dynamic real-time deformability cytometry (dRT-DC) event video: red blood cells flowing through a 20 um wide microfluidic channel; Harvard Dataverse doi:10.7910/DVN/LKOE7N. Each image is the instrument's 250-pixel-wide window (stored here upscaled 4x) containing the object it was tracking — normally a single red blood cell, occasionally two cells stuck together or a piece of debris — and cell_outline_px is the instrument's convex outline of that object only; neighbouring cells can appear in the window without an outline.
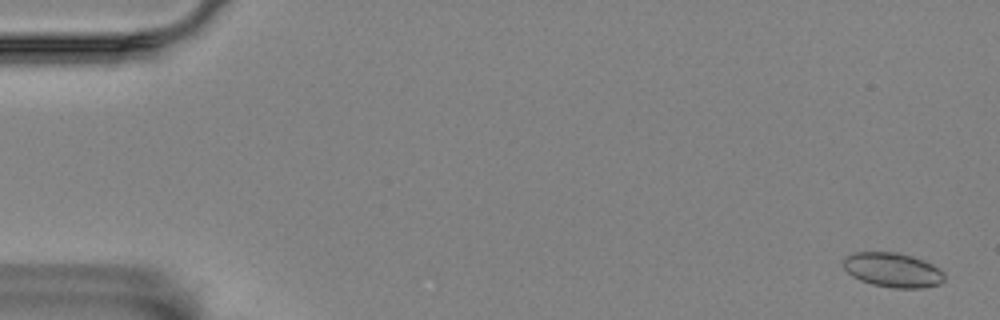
{"species": "Egyptian fruit bat (a non-hibernating species)", "species_latin": "Rousettus aegyptiacus", "temperature_condition": "room temperature", "stored_images_in_passage": 6, "camera_frame_rate_fps": 3000, "um_per_image_px": 0.085, "animal": {"sex": "female"}, "frame": {"image": 1, "passage_image": 1, "time_ms": 0.0, "image_size_px": [1000, 320], "cell_outline_px": [[944, 280], [940, 284], [924, 288], [892, 288], [872, 284], [860, 280], [852, 276], [844, 268], [840, 260], [844, 256], [852, 252], [900, 252], [924, 260], [940, 268], [944, 272]], "centroid_in_image_um": [75.86, 22.94], "position_along_channel_um": 9.1, "area_um2": 20.75}}
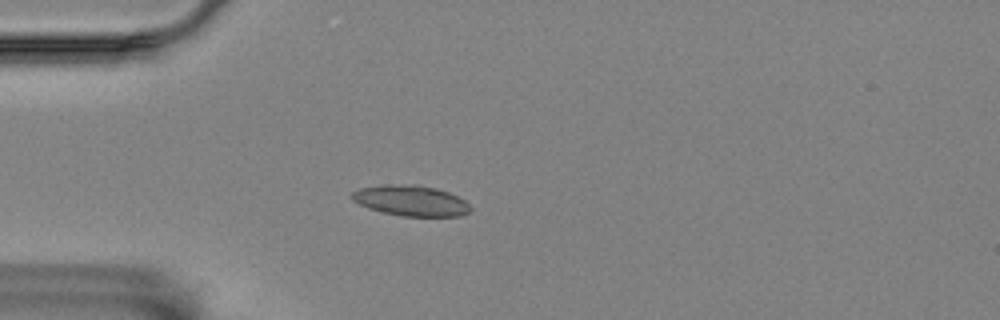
{"frame": {"image": 2, "passage_image": 5, "time_ms": 1.333, "image_size_px": [1000, 320], "cell_outline_px": [[472, 208], [468, 212], [460, 216], [400, 216], [368, 208], [352, 200], [352, 192], [360, 188], [388, 184], [420, 184], [436, 188], [448, 192], [464, 200]], "centroid_in_image_um": [34.93, 17.04], "position_along_channel_um": 50.1, "area_um2": 21.1}}